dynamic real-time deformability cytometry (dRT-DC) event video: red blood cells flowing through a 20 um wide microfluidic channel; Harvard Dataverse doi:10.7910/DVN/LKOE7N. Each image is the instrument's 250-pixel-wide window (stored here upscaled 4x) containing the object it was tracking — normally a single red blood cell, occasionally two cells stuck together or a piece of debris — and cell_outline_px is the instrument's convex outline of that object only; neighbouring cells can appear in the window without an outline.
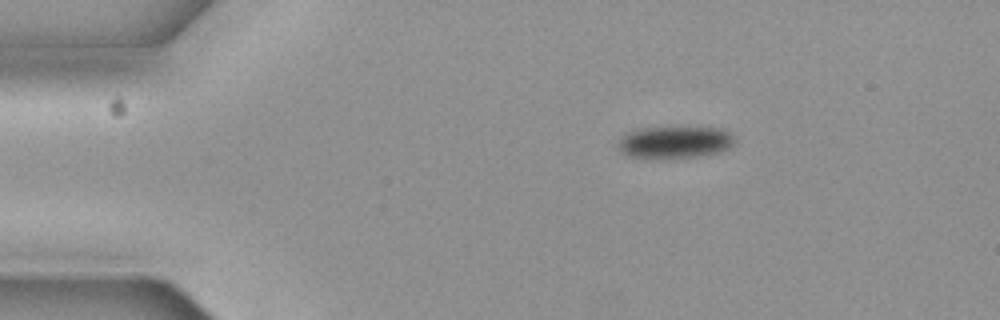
{"species": "common noctule bat (a hibernating species)", "species_latin": "Nyctalus noctula", "temperature_condition": "cold", "stored_images_in_passage": 2, "camera_frame_rate_fps": 3000, "um_per_image_px": 0.085, "animal": {"sex": "female", "body_mass_g": 19.3, "forearm_length_mm": 54.1}, "frame": {"image": 1, "passage_image": 1, "time_ms": 0.0, "image_size_px": [1000, 320], "cell_outline_px": [[732, 144], [728, 148], [720, 152], [700, 156], [668, 160], [652, 160], [628, 156], [620, 152], [620, 140], [628, 132], [640, 128], [720, 128], [728, 132], [732, 136]], "centroid_in_image_um": [57.32, 12.14], "position_along_channel_um": 27.7, "area_um2": 21.96}}